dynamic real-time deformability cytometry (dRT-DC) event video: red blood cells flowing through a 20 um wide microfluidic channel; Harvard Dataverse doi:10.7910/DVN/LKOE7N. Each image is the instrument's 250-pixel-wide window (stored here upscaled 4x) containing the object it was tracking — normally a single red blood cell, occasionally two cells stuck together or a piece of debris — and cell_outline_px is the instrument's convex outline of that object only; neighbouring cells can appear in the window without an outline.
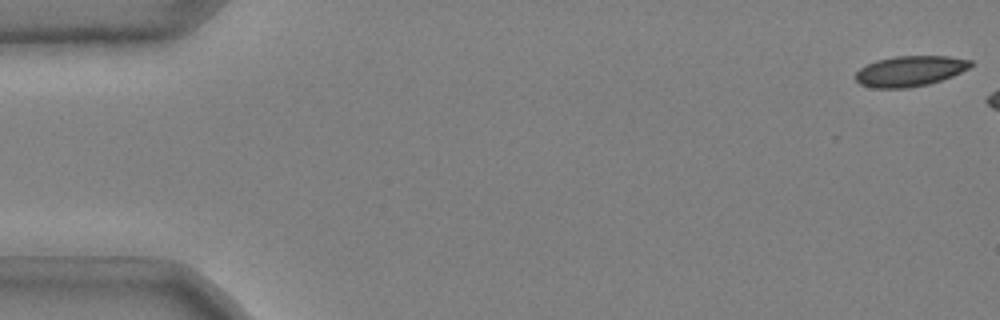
{"species": "common noctule bat (a hibernating species)", "species_latin": "Nyctalus noctula", "temperature_condition": "cold", "stored_images_in_passage": 14, "camera_frame_rate_fps": 3000, "um_per_image_px": 0.085, "animal": {"sex": "male", "body_mass_g": 20.4}, "frame": {"image": 1, "passage_image": 1, "time_ms": 0.0, "image_size_px": [1000, 320], "cell_outline_px": [[972, 64], [968, 68], [952, 76], [928, 84], [908, 88], [872, 88], [860, 84], [852, 76], [860, 68], [876, 60], [892, 56], [948, 56], [972, 60]], "centroid_in_image_um": [77.3, 6.04], "position_along_channel_um": 7.7, "area_um2": 20.52}}